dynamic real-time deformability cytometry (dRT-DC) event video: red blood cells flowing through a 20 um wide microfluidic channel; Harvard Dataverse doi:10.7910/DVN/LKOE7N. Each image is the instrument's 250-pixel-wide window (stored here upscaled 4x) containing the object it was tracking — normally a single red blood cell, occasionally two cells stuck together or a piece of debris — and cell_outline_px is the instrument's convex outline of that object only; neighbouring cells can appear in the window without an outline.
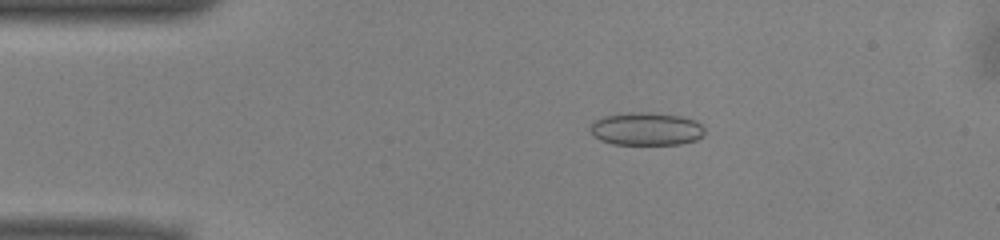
{"species": "common noctule bat (a hibernating species)", "species_latin": "Nyctalus noctula", "temperature_condition": "warm", "stored_images_in_passage": 51, "camera_frame_rate_fps": 3000, "um_per_image_px": 0.085, "animal": {"sex": "male", "body_mass_g": 13.0, "forearm_length_mm": 53.1}, "frame": {"image": 1, "passage_image": 9, "time_ms": 2.667, "image_size_px": [1000, 240], "cell_outline_px": [[704, 136], [696, 140], [680, 144], [612, 144], [600, 140], [588, 128], [592, 120], [604, 116], [632, 112], [648, 112], [680, 116], [696, 120], [704, 128]], "centroid_in_image_um": [54.93, 10.95], "position_along_channel_um": 30.1, "area_um2": 22.08}}
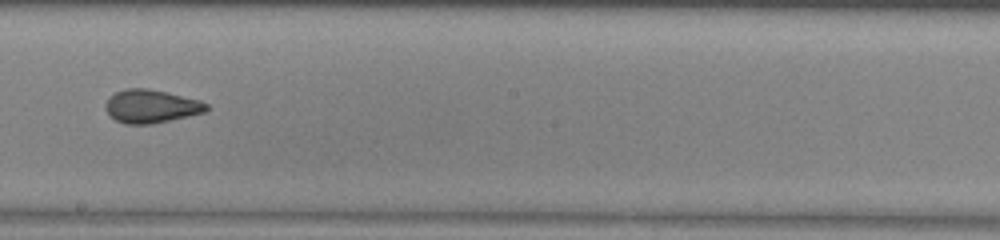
{"frame": {"image": 2, "passage_image": 28, "time_ms": 9.0, "image_size_px": [1000, 240], "cell_outline_px": [[208, 108], [204, 112], [152, 124], [124, 124], [116, 120], [104, 108], [104, 104], [108, 96], [124, 88], [148, 88], [168, 92], [200, 100], [208, 104]], "centroid_in_image_um": [12.81, 9.02], "position_along_channel_um": 235.4, "area_um2": 19.65}}
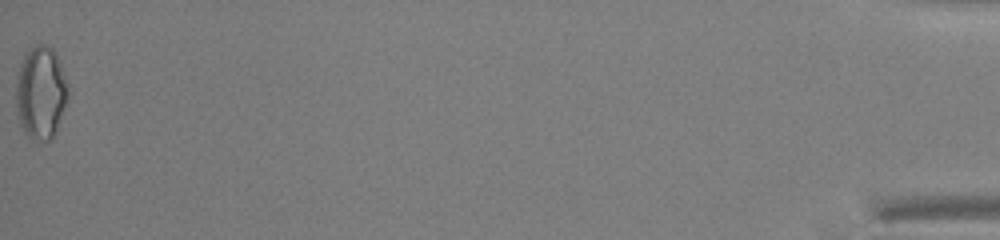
{"frame": {"image": 3, "passage_image": 51, "time_ms": 16.667, "image_size_px": [1000, 240], "cell_outline_px": [[68, 96], [56, 128], [52, 136], [48, 140], [32, 140], [24, 132], [20, 124], [16, 108], [16, 84], [20, 64], [24, 52], [28, 48], [36, 44], [44, 44], [52, 48], [60, 60], [68, 84]], "centroid_in_image_um": [3.45, 7.82], "position_along_channel_um": 431.8, "area_um2": 28.21}, "authors_computed_cell_mechanics": {"area_um2": 20.4612, "velocity_mm_per_s": 3.9791, "shape_relaxation_time_tau1_ms": null, "shape_relaxation_time_tau2_ms": 2.2647, "deformation_change_tau1": null, "deformation_change_tau2": 0.089}}